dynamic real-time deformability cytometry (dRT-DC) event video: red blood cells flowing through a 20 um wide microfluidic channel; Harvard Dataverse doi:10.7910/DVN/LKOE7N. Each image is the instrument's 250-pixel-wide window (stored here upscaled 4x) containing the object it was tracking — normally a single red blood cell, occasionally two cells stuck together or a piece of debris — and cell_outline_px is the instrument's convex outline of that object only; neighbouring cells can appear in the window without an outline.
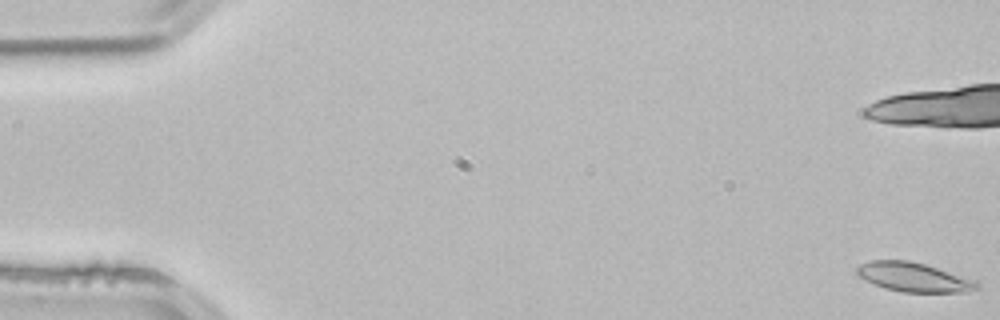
{"species": "common noctule bat (a hibernating species)", "species_latin": "Nyctalus noctula", "temperature_condition": "room temperature", "stored_images_in_passage": 5, "camera_frame_rate_fps": 3000, "um_per_image_px": 0.085, "animal": {"sex": "male", "body_mass_g": 21.5, "forearm_length_mm": 52.0}, "frame": {"image": 1, "passage_image": 1, "time_ms": 0.0, "image_size_px": [1000, 320], "cell_outline_px": [[980, 288], [964, 292], [904, 292], [884, 288], [860, 276], [856, 272], [856, 268], [860, 264], [872, 260], [908, 260], [924, 264], [976, 280], [980, 284]], "centroid_in_image_um": [77.7, 23.56], "position_along_channel_um": 7.3, "area_um2": 20.17}}